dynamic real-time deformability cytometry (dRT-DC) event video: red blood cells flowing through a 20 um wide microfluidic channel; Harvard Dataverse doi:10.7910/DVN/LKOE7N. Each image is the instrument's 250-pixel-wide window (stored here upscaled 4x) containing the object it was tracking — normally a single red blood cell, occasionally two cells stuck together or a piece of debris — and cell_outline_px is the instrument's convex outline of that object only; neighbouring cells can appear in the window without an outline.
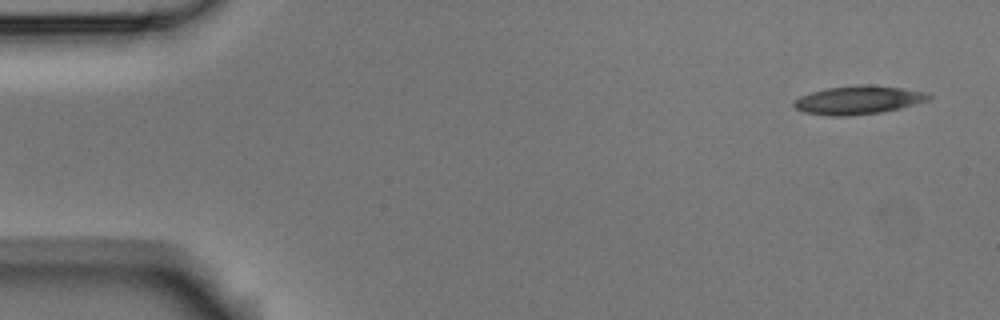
{"species": "Egyptian fruit bat (a non-hibernating species)", "species_latin": "Rousettus aegyptiacus", "temperature_condition": "room temperature", "stored_images_in_passage": 5, "camera_frame_rate_fps": 3000, "um_per_image_px": 0.085, "animal": {"sex": "male"}, "frame": {"image": 1, "passage_image": 1, "time_ms": 0.0, "image_size_px": [1000, 320], "cell_outline_px": [[932, 96], [928, 100], [900, 108], [880, 112], [848, 116], [832, 116], [804, 112], [796, 108], [792, 104], [800, 96], [812, 92], [828, 88], [904, 88], [928, 92]], "centroid_in_image_um": [72.95, 8.56], "position_along_channel_um": 12.0, "area_um2": 21.04}}
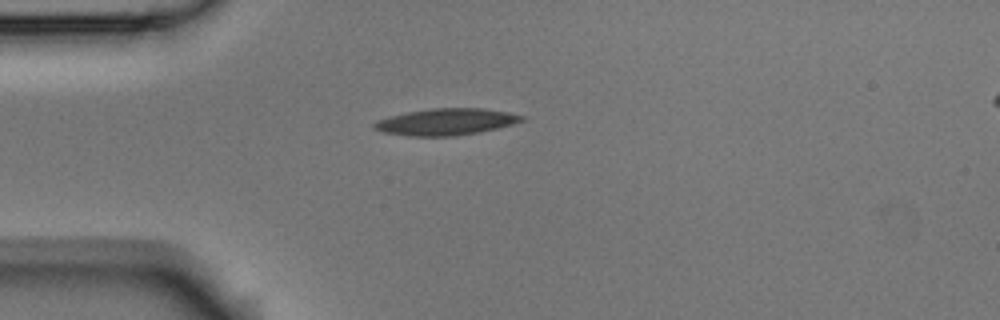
{"frame": {"image": 2, "passage_image": 4, "time_ms": 1.0, "image_size_px": [1000, 320], "cell_outline_px": [[524, 120], [512, 124], [480, 132], [456, 136], [408, 136], [384, 132], [372, 128], [372, 124], [376, 120], [408, 112], [432, 108], [484, 108], [508, 112], [524, 116]], "centroid_in_image_um": [37.9, 10.36], "position_along_channel_um": 47.1, "area_um2": 22.83}}